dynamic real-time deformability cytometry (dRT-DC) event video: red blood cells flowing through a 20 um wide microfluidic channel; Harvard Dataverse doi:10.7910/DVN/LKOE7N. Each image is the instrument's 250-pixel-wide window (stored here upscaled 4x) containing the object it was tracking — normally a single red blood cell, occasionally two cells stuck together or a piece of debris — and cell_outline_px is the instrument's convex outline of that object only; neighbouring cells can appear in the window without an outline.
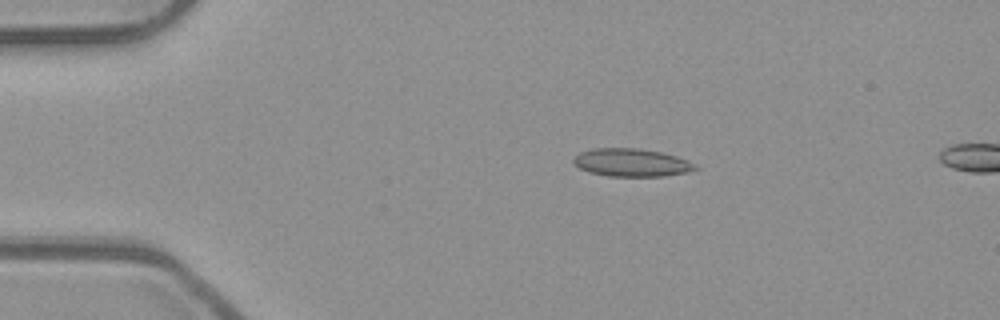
{"species": "common noctule bat (a hibernating species)", "species_latin": "Nyctalus noctula", "temperature_condition": "room temperature", "stored_images_in_passage": 14, "camera_frame_rate_fps": 3000, "um_per_image_px": 0.085, "animal": {"sex": "male", "body_mass_g": 23.1, "forearm_length_mm": 52.7}, "frame": {"image": 1, "passage_image": 10, "time_ms": 3.0, "image_size_px": [1000, 320], "cell_outline_px": [[700, 168], [684, 172], [664, 176], [608, 176], [588, 172], [580, 168], [572, 160], [580, 152], [592, 148], [640, 148], [660, 152], [676, 156], [688, 160]], "centroid_in_image_um": [53.67, 13.81], "position_along_channel_um": 31.3, "area_um2": 19.71}}